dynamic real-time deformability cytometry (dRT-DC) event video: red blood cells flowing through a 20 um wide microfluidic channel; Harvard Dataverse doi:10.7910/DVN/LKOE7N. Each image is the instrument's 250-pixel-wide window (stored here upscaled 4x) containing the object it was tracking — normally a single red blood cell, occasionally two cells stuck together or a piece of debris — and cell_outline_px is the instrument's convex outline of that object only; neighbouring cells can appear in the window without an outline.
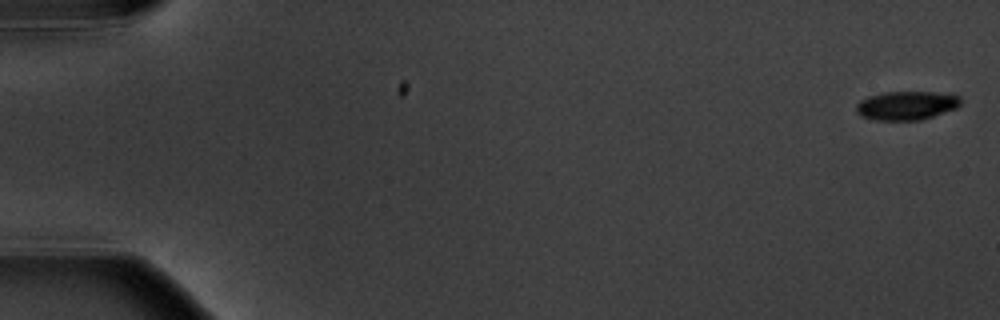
{"species": "common noctule bat (a hibernating species)", "species_latin": "Nyctalus noctula", "temperature_condition": "warm", "stored_images_in_passage": 7, "camera_frame_rate_fps": 3000, "um_per_image_px": 0.085, "animal": {"sex": "male", "body_mass_g": 20.1, "forearm_length_mm": 53.5}, "frame": {"image": 1, "passage_image": 1, "time_ms": 0.0, "image_size_px": [1000, 320], "cell_outline_px": [[960, 104], [956, 108], [920, 120], [876, 120], [864, 116], [856, 112], [856, 104], [860, 100], [868, 96], [884, 92], [936, 92], [960, 96]], "centroid_in_image_um": [77.03, 8.96], "position_along_channel_um": 8.0, "area_um2": 17.34}}
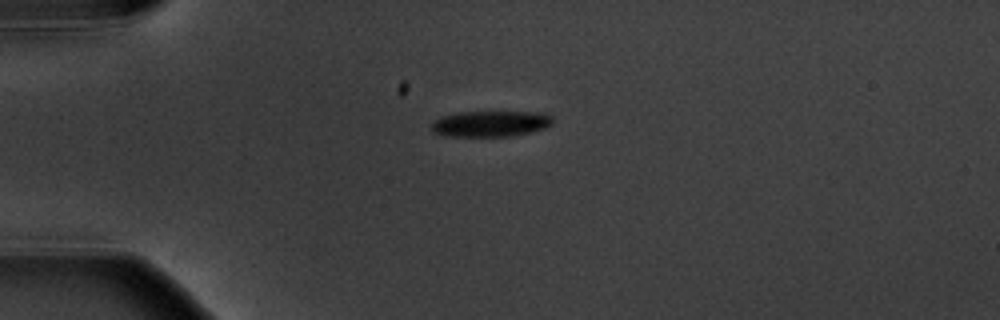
{"frame": {"image": 2, "passage_image": 5, "time_ms": 4.667, "image_size_px": [1000, 320], "cell_outline_px": [[552, 124], [544, 128], [532, 132], [512, 136], [444, 136], [432, 132], [432, 124], [436, 120], [444, 116], [460, 112], [544, 112], [552, 116]], "centroid_in_image_um": [41.73, 10.52], "position_along_channel_um": 43.3, "area_um2": 18.26}}